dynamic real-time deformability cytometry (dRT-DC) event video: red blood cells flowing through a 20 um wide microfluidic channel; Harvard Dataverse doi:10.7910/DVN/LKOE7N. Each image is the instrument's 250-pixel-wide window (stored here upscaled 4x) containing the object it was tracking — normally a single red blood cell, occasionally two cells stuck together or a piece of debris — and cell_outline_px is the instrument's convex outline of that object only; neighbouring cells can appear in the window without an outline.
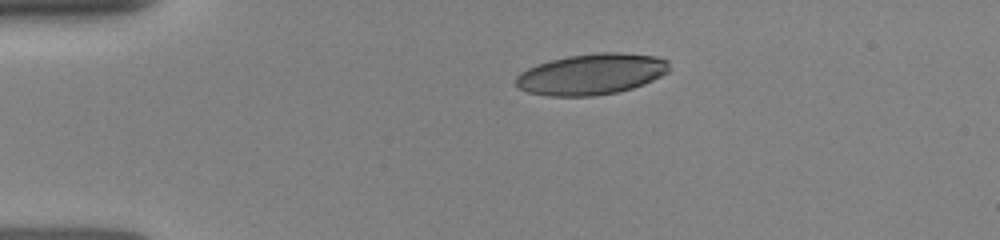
{"species": "human", "species_latin": "Homo sapiens", "temperature_condition": "room temperature", "stored_images_in_passage": 3, "camera_frame_rate_fps": 3000, "um_per_image_px": 0.085, "donor": {"sex": "female"}, "frame": {"image": 1, "passage_image": 1, "time_ms": 0.0, "image_size_px": [1000, 240], "cell_outline_px": [[668, 72], [644, 84], [632, 88], [616, 92], [592, 96], [552, 96], [528, 92], [520, 88], [516, 84], [516, 76], [520, 72], [528, 68], [552, 60], [568, 56], [600, 52], [620, 52], [656, 56], [668, 60]], "centroid_in_image_um": [50.29, 6.3], "position_along_channel_um": 34.7, "area_um2": 36.36}}
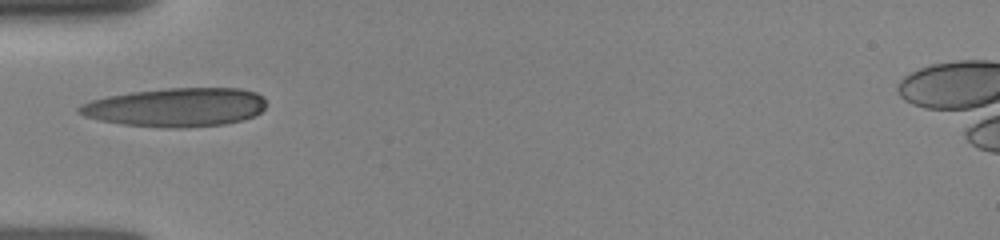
{"frame": {"image": 2, "passage_image": 3, "time_ms": 2.0, "image_size_px": [1000, 240], "cell_outline_px": [[264, 108], [256, 116], [244, 120], [224, 124], [188, 128], [164, 128], [124, 124], [100, 120], [84, 116], [76, 112], [76, 108], [80, 104], [92, 100], [108, 96], [132, 92], [168, 88], [240, 88], [256, 92], [264, 96]], "centroid_in_image_um": [14.97, 9.12], "position_along_channel_um": 70.0, "area_um2": 42.54}}